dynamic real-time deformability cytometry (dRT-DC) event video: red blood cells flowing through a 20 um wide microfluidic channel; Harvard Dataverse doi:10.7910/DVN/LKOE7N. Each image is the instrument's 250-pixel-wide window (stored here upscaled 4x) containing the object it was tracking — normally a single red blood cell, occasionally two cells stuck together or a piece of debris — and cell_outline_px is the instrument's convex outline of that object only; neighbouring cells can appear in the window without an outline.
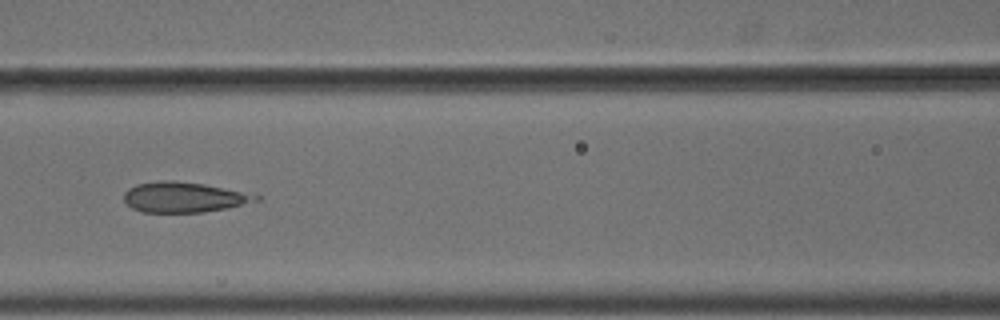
{"species": "common noctule bat (a hibernating species)", "species_latin": "Nyctalus noctula", "temperature_condition": "cold", "stored_images_in_passage": 10, "camera_frame_rate_fps": 3000, "um_per_image_px": 0.085, "animal": {"sex": "male", "body_mass_g": 18.8}, "frame": {"image": 1, "passage_image": 7, "time_ms": 2.0, "image_size_px": [1000, 320], "cell_outline_px": [[264, 196], [260, 200], [224, 208], [204, 212], [140, 212], [132, 208], [124, 200], [124, 192], [128, 188], [136, 184], [160, 180], [172, 180], [204, 184], [256, 192]], "centroid_in_image_um": [15.71, 16.74], "position_along_channel_um": 150.9, "area_um2": 23.76}}
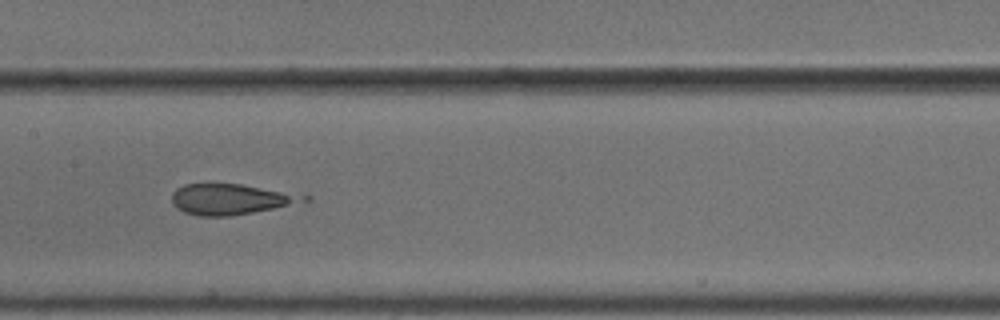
{"frame": {"image": 2, "passage_image": 8, "time_ms": 2.333, "image_size_px": [1000, 320], "cell_outline_px": [[312, 200], [252, 212], [228, 216], [200, 216], [184, 212], [176, 208], [172, 204], [172, 192], [176, 188], [184, 184], [240, 184], [312, 196]], "centroid_in_image_um": [19.59, 16.93], "position_along_channel_um": 187.8, "area_um2": 23.41}}